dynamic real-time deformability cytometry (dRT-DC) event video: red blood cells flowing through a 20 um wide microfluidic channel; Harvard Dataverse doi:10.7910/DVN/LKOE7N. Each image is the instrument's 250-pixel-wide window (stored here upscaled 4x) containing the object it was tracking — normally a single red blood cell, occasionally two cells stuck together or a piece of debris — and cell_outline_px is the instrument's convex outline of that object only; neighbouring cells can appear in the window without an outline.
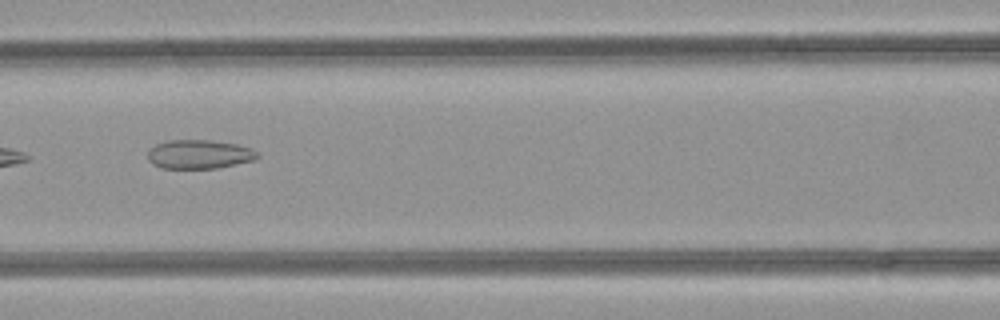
{"species": "common noctule bat (a hibernating species)", "species_latin": "Nyctalus noctula", "temperature_condition": "room temperature", "stored_images_in_passage": 7, "camera_frame_rate_fps": 3000, "um_per_image_px": 0.085, "animal": {"sex": "female", "body_mass_g": 21.9}, "frame": {"image": 1, "passage_image": 6, "time_ms": 1.667, "image_size_px": [1000, 320], "cell_outline_px": [[260, 156], [256, 160], [216, 168], [160, 168], [152, 164], [148, 160], [148, 152], [156, 144], [168, 140], [208, 140], [236, 144], [252, 148]], "centroid_in_image_um": [16.94, 13.12], "position_along_channel_um": 149.7, "area_um2": 18.5}}
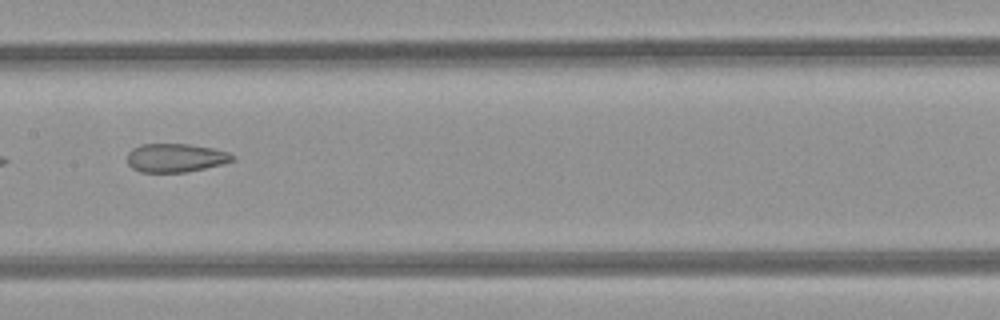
{"frame": {"image": 2, "passage_image": 7, "time_ms": 2.0, "image_size_px": [1000, 320], "cell_outline_px": [[236, 160], [204, 168], [184, 172], [140, 172], [132, 168], [128, 164], [128, 152], [132, 148], [140, 144], [188, 144], [212, 148], [228, 152], [236, 156]], "centroid_in_image_um": [14.92, 13.41], "position_along_channel_um": 192.5, "area_um2": 17.51}}